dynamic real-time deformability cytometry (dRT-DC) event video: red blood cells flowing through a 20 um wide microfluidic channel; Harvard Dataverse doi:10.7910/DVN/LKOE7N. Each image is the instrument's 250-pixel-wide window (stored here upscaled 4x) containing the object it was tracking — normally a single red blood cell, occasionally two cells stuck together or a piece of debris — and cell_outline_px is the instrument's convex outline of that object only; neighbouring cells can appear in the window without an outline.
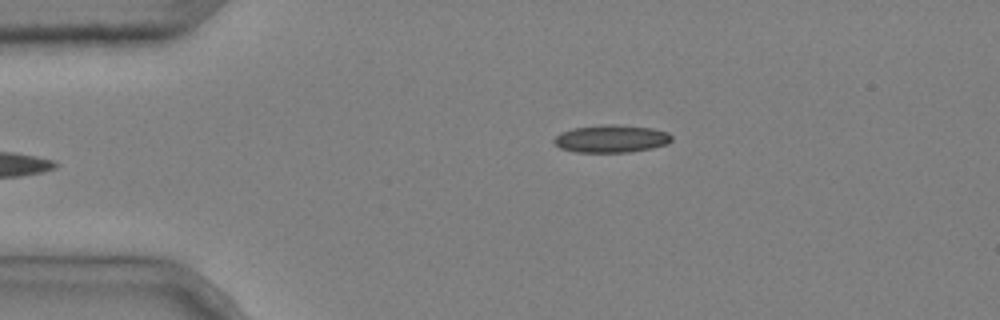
{"species": "common noctule bat (a hibernating species)", "species_latin": "Nyctalus noctula", "temperature_condition": "cold", "stored_images_in_passage": 5, "camera_frame_rate_fps": 3000, "um_per_image_px": 0.085, "animal": {"sex": "male", "body_mass_g": 20.4}, "frame": {"image": 1, "passage_image": 5, "time_ms": 1.333, "image_size_px": [1000, 320], "cell_outline_px": [[672, 140], [668, 144], [652, 148], [628, 152], [576, 152], [560, 148], [552, 140], [560, 132], [572, 128], [608, 124], [616, 124], [652, 128], [668, 132], [672, 136]], "centroid_in_image_um": [51.97, 11.79], "position_along_channel_um": 33.0, "area_um2": 19.02}}